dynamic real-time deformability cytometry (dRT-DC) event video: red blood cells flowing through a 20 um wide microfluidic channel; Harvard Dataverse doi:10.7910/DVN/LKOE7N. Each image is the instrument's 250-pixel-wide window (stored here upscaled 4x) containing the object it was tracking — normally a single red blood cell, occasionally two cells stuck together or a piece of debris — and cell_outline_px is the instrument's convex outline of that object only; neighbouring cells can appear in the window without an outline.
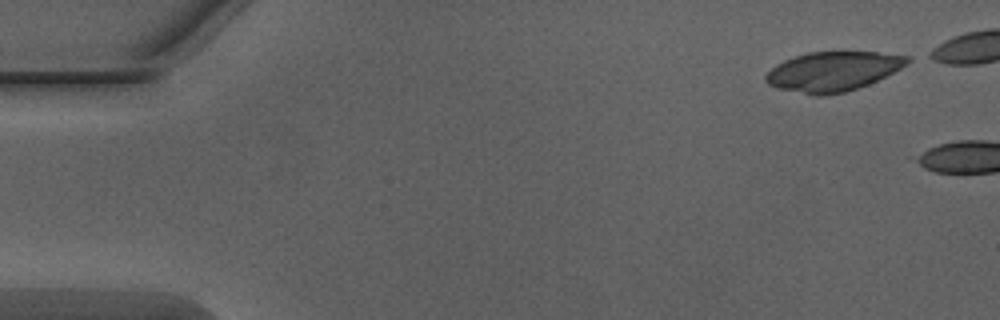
{"species": "Egyptian fruit bat (a non-hibernating species)", "species_latin": "Rousettus aegyptiacus", "temperature_condition": "warm", "stored_images_in_passage": 10, "camera_frame_rate_fps": 3000, "um_per_image_px": 0.085, "animal": {"sex": "male"}, "frame": {"image": 1, "passage_image": 1, "time_ms": 0.0, "image_size_px": [1000, 320], "cell_outline_px": [[916, 60], [868, 84], [844, 92], [824, 96], [816, 96], [776, 88], [768, 84], [764, 80], [764, 76], [776, 64], [784, 60], [808, 52], [876, 52], [912, 56]], "centroid_in_image_um": [70.81, 6.06], "position_along_channel_um": 14.2, "area_um2": 32.66}}